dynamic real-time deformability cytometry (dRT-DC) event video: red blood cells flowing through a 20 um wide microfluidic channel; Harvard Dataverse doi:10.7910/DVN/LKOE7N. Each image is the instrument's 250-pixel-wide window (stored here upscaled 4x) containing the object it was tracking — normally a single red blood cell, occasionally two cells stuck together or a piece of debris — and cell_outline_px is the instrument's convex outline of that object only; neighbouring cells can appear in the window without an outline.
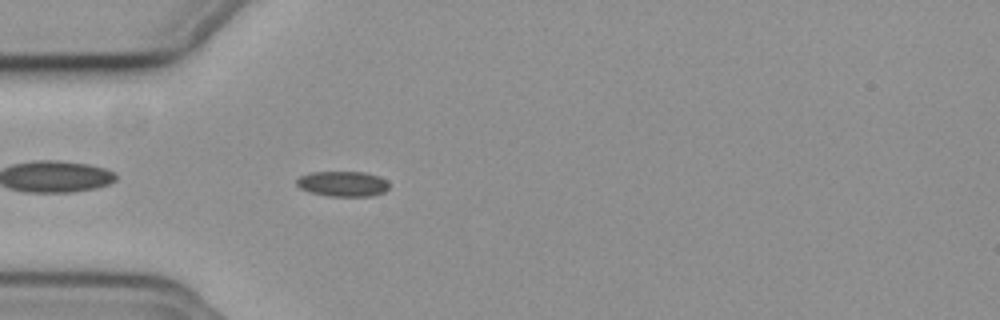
{"species": "common noctule bat (a hibernating species)", "species_latin": "Nyctalus noctula", "temperature_condition": "cold", "stored_images_in_passage": 42, "camera_frame_rate_fps": 3000, "um_per_image_px": 0.085, "animal": {"sex": "female", "body_mass_g": 19.3, "forearm_length_mm": 54.1}, "frame": {"image": 1, "passage_image": 3, "time_ms": 0.667, "image_size_px": [1000, 320], "cell_outline_px": [[388, 188], [384, 192], [372, 196], [328, 196], [308, 192], [300, 188], [296, 184], [296, 180], [300, 176], [308, 172], [364, 172], [380, 176], [388, 184]], "centroid_in_image_um": [29.1, 15.62], "position_along_channel_um": 55.9, "area_um2": 13.7}}
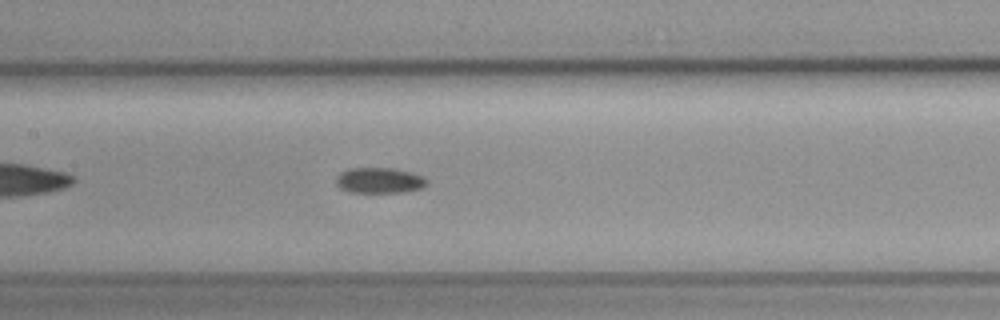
{"frame": {"image": 2, "passage_image": 13, "time_ms": 4.0, "image_size_px": [1000, 320], "cell_outline_px": [[428, 180], [420, 188], [404, 192], [348, 192], [340, 188], [336, 184], [336, 176], [340, 172], [348, 168], [392, 168], [412, 172], [424, 176]], "centroid_in_image_um": [32.21, 15.32], "position_along_channel_um": 175.2, "area_um2": 13.58}}
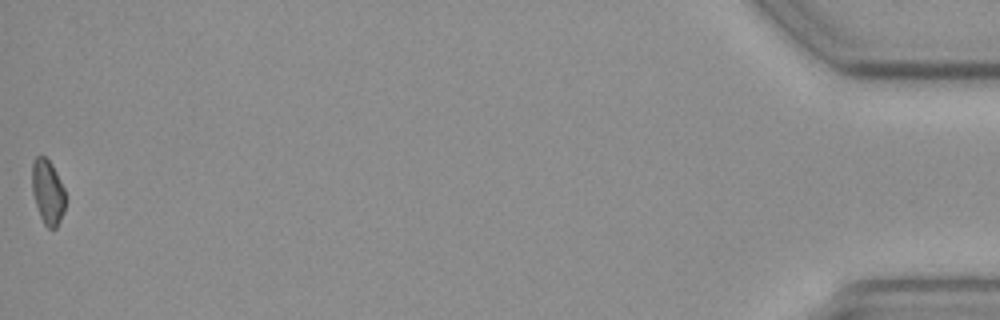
{"frame": {"image": 3, "passage_image": 42, "time_ms": 13.667, "image_size_px": [1000, 320], "cell_outline_px": [[64, 212], [56, 228], [48, 228], [44, 224], [40, 216], [32, 192], [32, 164], [36, 156], [44, 156], [52, 164], [64, 188]], "centroid_in_image_um": [4.05, 16.31], "position_along_channel_um": 431.2, "area_um2": 12.43}}